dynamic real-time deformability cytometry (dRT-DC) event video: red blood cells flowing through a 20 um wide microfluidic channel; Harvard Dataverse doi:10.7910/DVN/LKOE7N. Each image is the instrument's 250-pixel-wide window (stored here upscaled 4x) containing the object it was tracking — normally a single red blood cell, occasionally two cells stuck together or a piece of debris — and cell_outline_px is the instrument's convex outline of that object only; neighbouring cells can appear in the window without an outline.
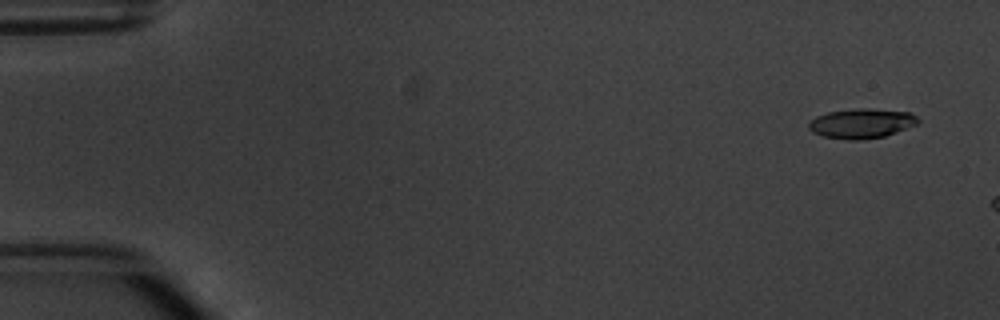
{"species": "common noctule bat (a hibernating species)", "species_latin": "Nyctalus noctula", "temperature_condition": "warm", "stored_images_in_passage": 3, "camera_frame_rate_fps": 3000, "um_per_image_px": 0.085, "animal": {"sex": "male", "body_mass_g": 20.1, "forearm_length_mm": 53.5}, "frame": {"image": 1, "passage_image": 1, "time_ms": 0.0, "image_size_px": [1000, 320], "cell_outline_px": [[920, 120], [916, 124], [896, 132], [884, 136], [860, 140], [848, 140], [824, 136], [812, 132], [808, 128], [808, 124], [816, 116], [828, 112], [860, 108], [868, 108], [912, 112]], "centroid_in_image_um": [73.24, 10.48], "position_along_channel_um": 11.8, "area_um2": 18.84}}